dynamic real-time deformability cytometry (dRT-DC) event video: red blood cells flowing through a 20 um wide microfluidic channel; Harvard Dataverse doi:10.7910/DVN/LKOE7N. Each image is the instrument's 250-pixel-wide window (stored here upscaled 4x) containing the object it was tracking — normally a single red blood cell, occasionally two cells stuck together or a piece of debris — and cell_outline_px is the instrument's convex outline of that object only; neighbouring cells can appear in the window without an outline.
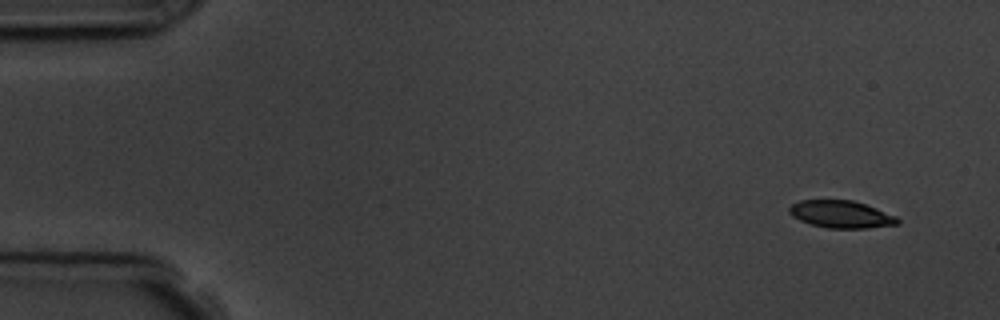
{"species": "common noctule bat (a hibernating species)", "species_latin": "Nyctalus noctula", "temperature_condition": "room temperature", "stored_images_in_passage": 6, "camera_frame_rate_fps": 3000, "um_per_image_px": 0.085, "animal": {"sex": "male", "body_mass_g": 19.5, "forearm_length_mm": 54.6}, "frame": {"image": 1, "passage_image": 1, "time_ms": 0.0, "image_size_px": [1000, 320], "cell_outline_px": [[900, 224], [868, 228], [828, 228], [812, 224], [800, 220], [792, 216], [788, 212], [788, 208], [792, 204], [800, 200], [852, 200], [876, 208], [896, 216], [900, 220]], "centroid_in_image_um": [71.5, 18.21], "position_along_channel_um": 13.5, "area_um2": 17.22}}
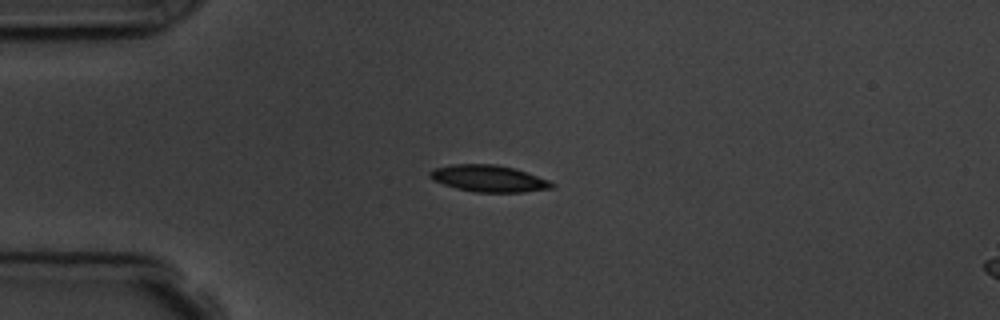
{"frame": {"image": 2, "passage_image": 4, "time_ms": 3.333, "image_size_px": [1000, 320], "cell_outline_px": [[556, 184], [552, 188], [524, 192], [476, 192], [456, 188], [432, 180], [428, 176], [428, 172], [436, 168], [452, 164], [496, 164], [512, 168], [548, 180]], "centroid_in_image_um": [41.5, 15.17], "position_along_channel_um": 43.5, "area_um2": 18.79}}